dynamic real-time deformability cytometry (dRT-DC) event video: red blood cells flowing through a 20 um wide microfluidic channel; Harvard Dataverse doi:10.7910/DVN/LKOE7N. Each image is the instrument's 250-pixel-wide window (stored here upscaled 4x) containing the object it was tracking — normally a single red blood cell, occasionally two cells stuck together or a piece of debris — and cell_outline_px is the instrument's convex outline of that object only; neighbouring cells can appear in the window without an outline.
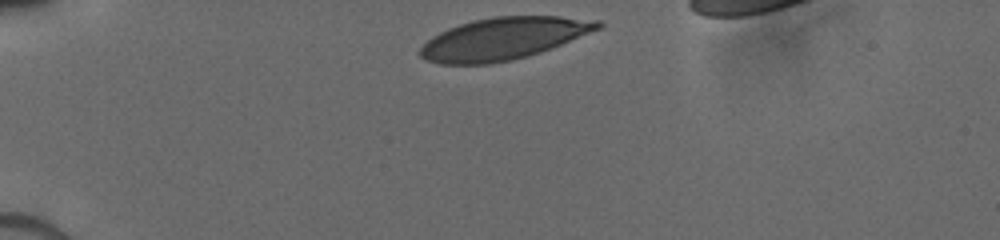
{"species": "human", "species_latin": "Homo sapiens", "temperature_condition": "cold", "stored_images_in_passage": 22, "camera_frame_rate_fps": 3000, "um_per_image_px": 0.085, "donor": {"sex": "male"}, "frame": {"image": 1, "passage_image": 1, "time_ms": 0.0, "image_size_px": [1000, 240], "cell_outline_px": [[604, 24], [600, 28], [540, 52], [508, 60], [488, 64], [440, 64], [428, 60], [420, 56], [416, 52], [432, 36], [448, 28], [472, 20], [496, 16], [560, 16], [600, 20]], "centroid_in_image_um": [42.76, 3.27], "position_along_channel_um": 42.2, "area_um2": 43.18}}
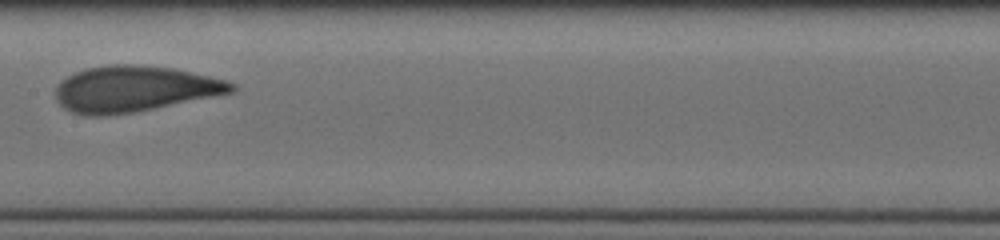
{"frame": {"image": 2, "passage_image": 14, "time_ms": 5.0, "image_size_px": [1000, 240], "cell_outline_px": [[236, 88], [232, 92], [136, 112], [108, 116], [84, 116], [72, 112], [64, 108], [56, 100], [56, 88], [60, 80], [84, 68], [108, 64], [136, 64], [172, 68], [208, 76], [224, 80], [236, 84]], "centroid_in_image_um": [11.35, 7.56], "position_along_channel_um": 196.0, "area_um2": 47.11}}
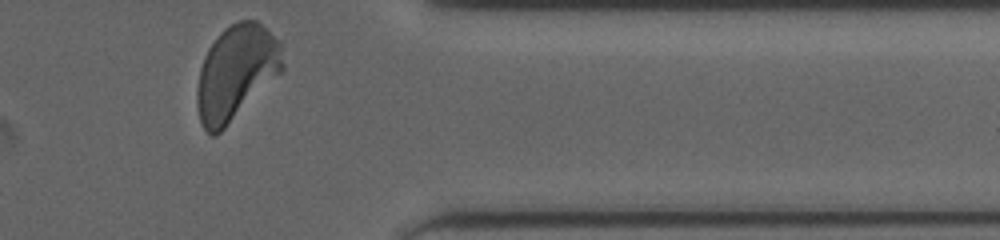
{"frame": {"image": 3, "passage_image": 22, "time_ms": 10.0, "image_size_px": [1000, 240], "cell_outline_px": [[284, 68], [216, 136], [212, 136], [204, 128], [200, 120], [196, 104], [196, 92], [200, 68], [204, 56], [208, 48], [216, 36], [224, 28], [236, 20], [256, 20], [280, 40], [284, 64]], "centroid_in_image_um": [20.05, 6.12], "position_along_channel_um": 391.4, "area_um2": 46.93}}